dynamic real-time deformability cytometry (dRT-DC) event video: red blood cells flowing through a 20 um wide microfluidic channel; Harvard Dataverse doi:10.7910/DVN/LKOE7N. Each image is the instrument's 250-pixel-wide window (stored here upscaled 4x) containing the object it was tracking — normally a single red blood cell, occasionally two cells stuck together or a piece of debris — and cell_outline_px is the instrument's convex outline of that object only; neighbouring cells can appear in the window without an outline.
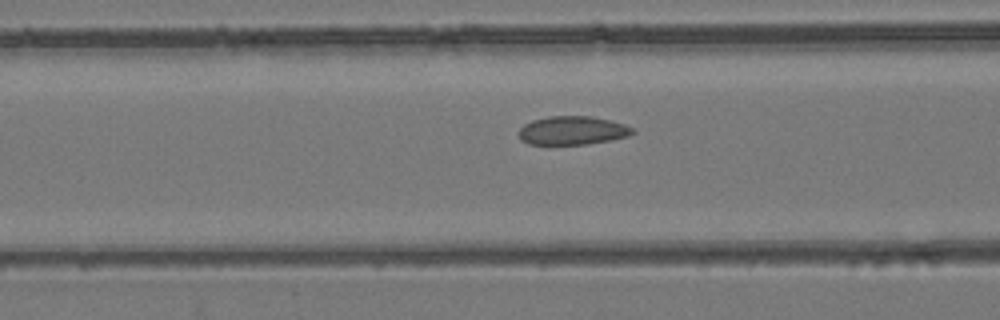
{"species": "common noctule bat (a hibernating species)", "species_latin": "Nyctalus noctula", "temperature_condition": "room temperature", "stored_images_in_passage": 10, "camera_frame_rate_fps": 3000, "um_per_image_px": 0.085, "animal": {"sex": "female", "body_mass_g": 24.6, "forearm_length_mm": 56.2}, "frame": {"image": 1, "passage_image": 6, "time_ms": 1.667, "image_size_px": [1000, 320], "cell_outline_px": [[636, 132], [628, 136], [612, 140], [588, 144], [528, 144], [520, 140], [516, 132], [524, 124], [532, 120], [548, 116], [592, 116], [624, 124], [632, 128]], "centroid_in_image_um": [48.62, 11.09], "position_along_channel_um": 118.0, "area_um2": 19.13}}
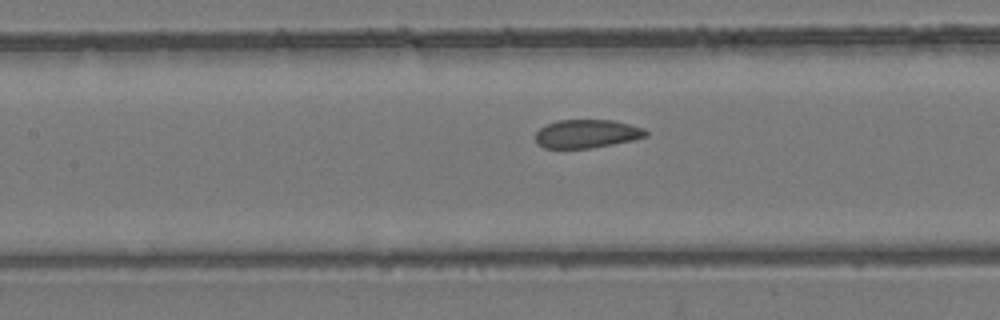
{"frame": {"image": 2, "passage_image": 9, "time_ms": 2.667, "image_size_px": [1000, 320], "cell_outline_px": [[648, 136], [632, 140], [592, 148], [544, 148], [536, 144], [536, 132], [540, 128], [556, 120], [612, 120], [644, 128], [648, 132]], "centroid_in_image_um": [49.87, 11.37], "position_along_channel_um": 157.5, "area_um2": 18.26}}